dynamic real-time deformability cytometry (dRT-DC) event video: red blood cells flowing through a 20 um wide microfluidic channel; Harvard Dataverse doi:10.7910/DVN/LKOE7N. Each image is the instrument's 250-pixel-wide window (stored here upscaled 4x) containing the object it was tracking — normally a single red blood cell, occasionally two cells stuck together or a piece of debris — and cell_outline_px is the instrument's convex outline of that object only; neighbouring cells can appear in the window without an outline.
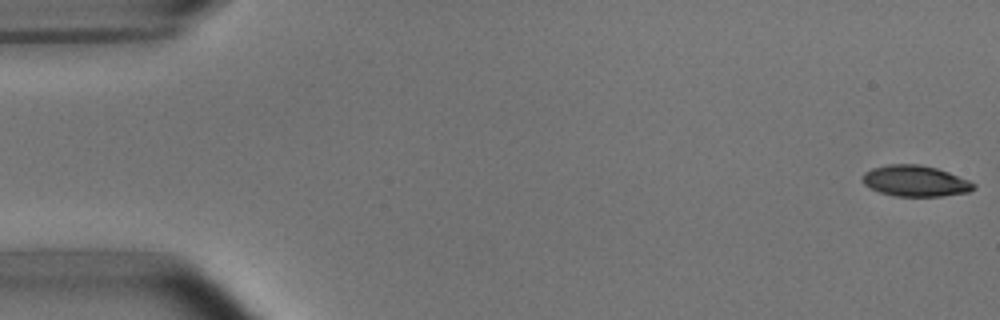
{"species": "common noctule bat (a hibernating species)", "species_latin": "Nyctalus noctula", "temperature_condition": "room temperature", "stored_images_in_passage": 53, "camera_frame_rate_fps": 3000, "um_per_image_px": 0.085, "animal": {"sex": "male", "body_mass_g": 15.6}, "frame": {"image": 1, "passage_image": 1, "time_ms": 0.0, "image_size_px": [1000, 320], "cell_outline_px": [[976, 188], [968, 192], [944, 196], [896, 196], [880, 192], [864, 184], [860, 180], [864, 172], [872, 168], [888, 164], [920, 164], [936, 168], [948, 172], [968, 180], [976, 184]], "centroid_in_image_um": [77.79, 15.38], "position_along_channel_um": 7.2, "area_um2": 20.11}}
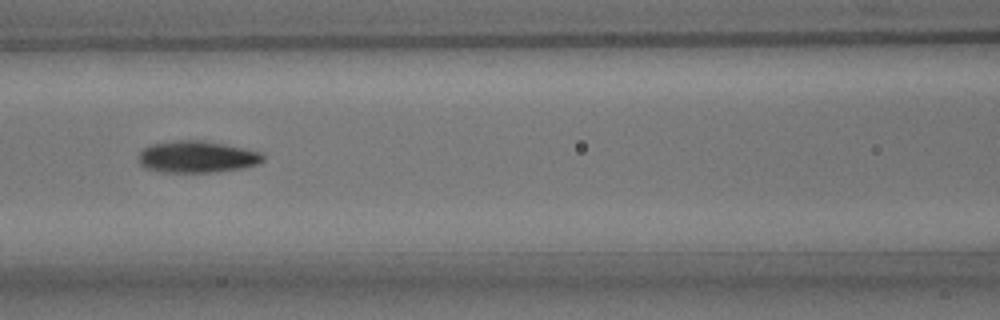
{"frame": {"image": 2, "passage_image": 23, "time_ms": 7.333, "image_size_px": [1000, 320], "cell_outline_px": [[264, 160], [260, 164], [244, 168], [216, 172], [164, 172], [144, 168], [140, 164], [136, 156], [144, 148], [152, 144], [180, 140], [200, 140], [260, 152], [264, 156]], "centroid_in_image_um": [16.72, 13.35], "position_along_channel_um": 149.9, "area_um2": 22.95}}
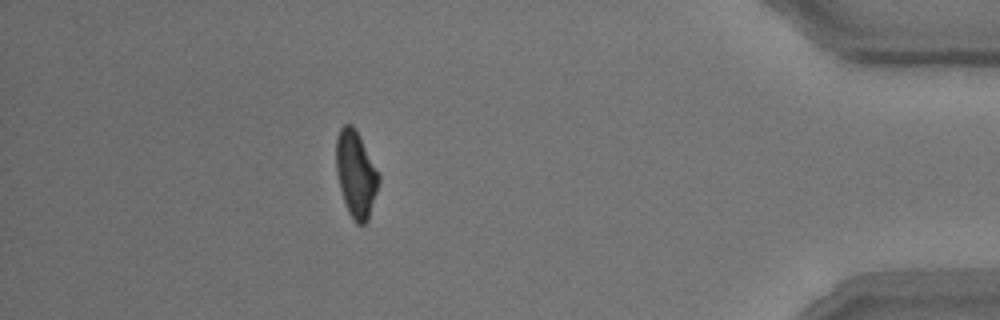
{"frame": {"image": 3, "passage_image": 47, "time_ms": 15.333, "image_size_px": [1000, 320], "cell_outline_px": [[380, 180], [368, 220], [364, 224], [356, 224], [348, 212], [340, 188], [336, 172], [336, 136], [340, 128], [344, 124], [352, 124], [380, 176]], "centroid_in_image_um": [30.23, 14.82], "position_along_channel_um": 405.0, "area_um2": 21.1}, "authors_computed_cell_mechanics": {"area_um2": 21.6172, "velocity_mm_per_s": 3.7912, "shape_relaxation_time_tau1_ms": 3.229, "shape_relaxation_time_tau2_ms": 3.8838, "deformation_change_tau1": 0.1557, "deformation_change_tau2": 0.0888}}